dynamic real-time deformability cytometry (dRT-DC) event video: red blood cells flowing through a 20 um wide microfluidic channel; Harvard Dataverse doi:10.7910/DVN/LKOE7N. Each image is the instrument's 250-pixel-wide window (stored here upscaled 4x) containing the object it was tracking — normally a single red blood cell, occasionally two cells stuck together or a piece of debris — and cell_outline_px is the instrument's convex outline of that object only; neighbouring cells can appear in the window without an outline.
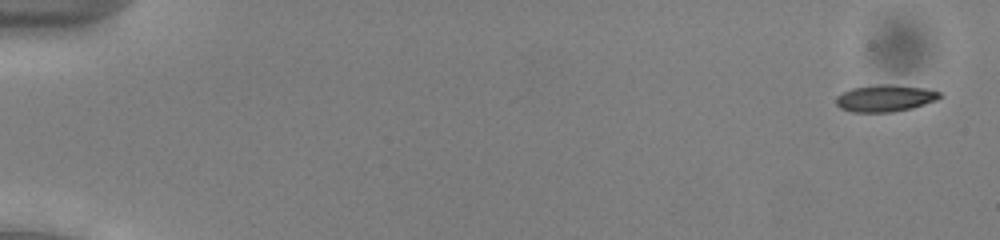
{"species": "common noctule bat (a hibernating species)", "species_latin": "Nyctalus noctula", "temperature_condition": "cold", "stored_images_in_passage": 53, "camera_frame_rate_fps": 3000, "um_per_image_px": 0.085, "animal": {"sex": "male", "body_mass_g": 13.0, "forearm_length_mm": 53.1}, "frame": {"image": 1, "passage_image": 2, "time_ms": 0.333, "image_size_px": [1000, 240], "cell_outline_px": [[944, 96], [936, 100], [912, 108], [892, 112], [852, 112], [840, 108], [836, 104], [836, 96], [852, 88], [880, 84], [888, 84], [924, 88], [940, 92]], "centroid_in_image_um": [75.24, 8.35], "position_along_channel_um": 9.8, "area_um2": 16.18}}
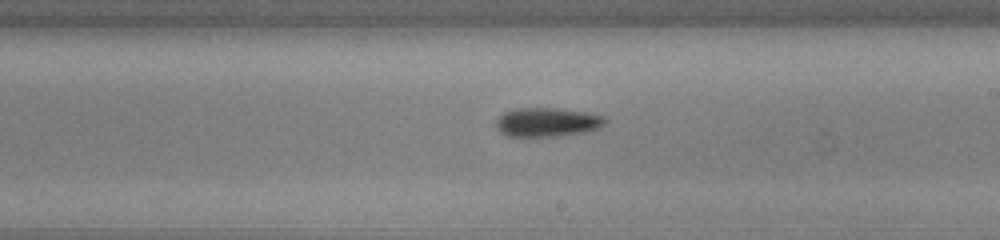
{"frame": {"image": 2, "passage_image": 32, "time_ms": 10.333, "image_size_px": [1000, 240], "cell_outline_px": [[608, 120], [600, 128], [584, 132], [556, 136], [508, 136], [500, 132], [496, 128], [496, 120], [504, 112], [516, 108], [560, 108], [584, 112], [604, 116]], "centroid_in_image_um": [46.51, 10.38], "position_along_channel_um": 242.5, "area_um2": 18.44}}
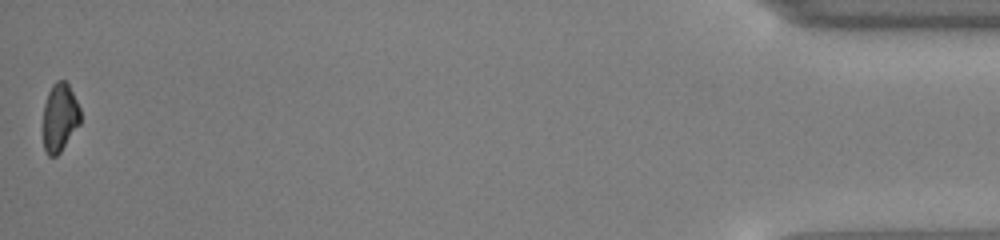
{"frame": {"image": 3, "passage_image": 53, "time_ms": 17.333, "image_size_px": [1000, 240], "cell_outline_px": [[80, 124], [60, 152], [56, 156], [48, 156], [44, 148], [44, 104], [48, 92], [52, 84], [56, 80], [64, 80], [68, 84], [80, 108]], "centroid_in_image_um": [5.08, 9.97], "position_along_channel_um": 430.1, "area_um2": 14.74}, "authors_computed_cell_mechanics": {"area_um2": 17.1088, "velocity_mm_per_s": 3.9447, "shape_relaxation_time_tau1_ms": 2.1894, "shape_relaxation_time_tau2_ms": null, "deformation_change_tau1": 0.0847, "deformation_change_tau2": null}}